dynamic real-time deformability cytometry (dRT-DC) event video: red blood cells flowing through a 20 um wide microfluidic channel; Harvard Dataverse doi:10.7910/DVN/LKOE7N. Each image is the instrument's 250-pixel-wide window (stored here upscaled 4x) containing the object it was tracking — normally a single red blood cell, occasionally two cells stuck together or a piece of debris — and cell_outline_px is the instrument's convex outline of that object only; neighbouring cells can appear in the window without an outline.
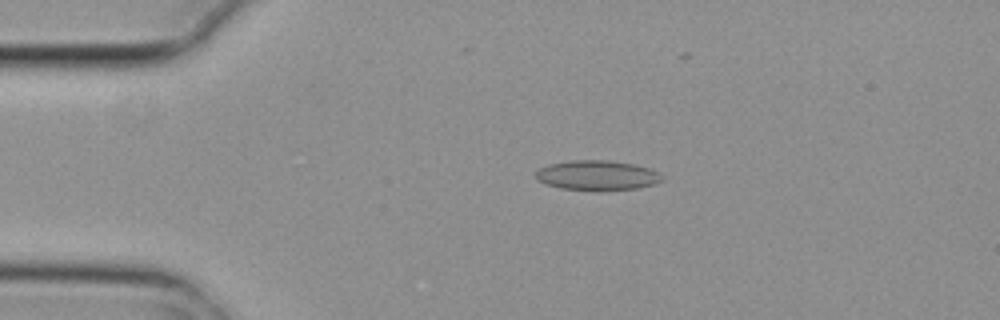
{"species": "common noctule bat (a hibernating species)", "species_latin": "Nyctalus noctula", "temperature_condition": "cold", "stored_images_in_passage": 4, "camera_frame_rate_fps": 3000, "um_per_image_px": 0.085, "animal": {"sex": "female", "body_mass_g": 29.2, "forearm_length_mm": 56.3}, "frame": {"image": 1, "passage_image": 3, "time_ms": 0.667, "image_size_px": [1000, 320], "cell_outline_px": [[664, 180], [652, 184], [636, 188], [600, 192], [596, 192], [560, 188], [544, 184], [536, 180], [536, 172], [540, 168], [548, 164], [572, 160], [608, 160], [632, 164], [648, 168], [660, 172], [664, 176]], "centroid_in_image_um": [50.75, 14.93], "position_along_channel_um": 34.3, "area_um2": 22.43}}